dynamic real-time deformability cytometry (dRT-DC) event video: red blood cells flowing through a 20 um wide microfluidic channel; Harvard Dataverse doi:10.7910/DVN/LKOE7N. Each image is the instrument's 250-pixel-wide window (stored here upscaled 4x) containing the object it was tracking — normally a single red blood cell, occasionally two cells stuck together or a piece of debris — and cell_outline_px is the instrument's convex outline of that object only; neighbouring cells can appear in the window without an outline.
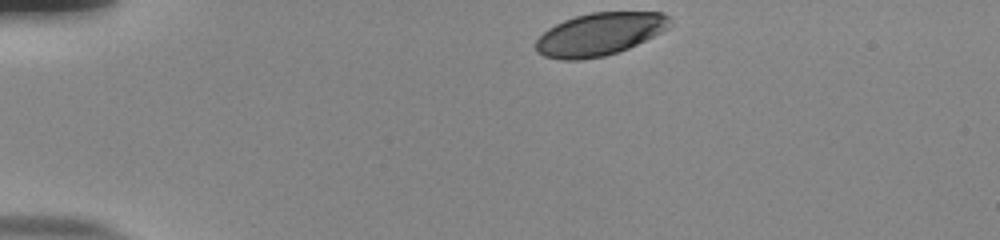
{"species": "human", "species_latin": "Homo sapiens", "temperature_condition": "room temperature", "stored_images_in_passage": 37, "camera_frame_rate_fps": 3000, "um_per_image_px": 0.085, "donor": {"sex": "male"}, "frame": {"image": 1, "passage_image": 1, "time_ms": 0.0, "image_size_px": [1000, 240], "cell_outline_px": [[672, 24], [668, 28], [628, 48], [604, 56], [580, 60], [560, 60], [544, 56], [536, 52], [536, 40], [548, 28], [564, 20], [576, 16], [592, 12], [664, 12], [672, 20]], "centroid_in_image_um": [50.96, 2.9], "position_along_channel_um": 34.0, "area_um2": 33.23}}
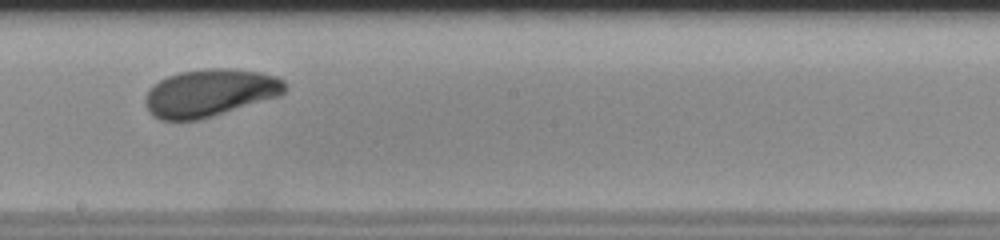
{"frame": {"image": 2, "passage_image": 22, "time_ms": 7.0, "image_size_px": [1000, 240], "cell_outline_px": [[288, 88], [280, 96], [200, 120], [160, 120], [152, 116], [148, 112], [144, 104], [144, 96], [148, 88], [152, 84], [168, 76], [180, 72], [208, 68], [228, 68], [260, 72], [276, 76], [284, 80], [288, 84]], "centroid_in_image_um": [17.82, 7.9], "position_along_channel_um": 230.4, "area_um2": 39.25}}
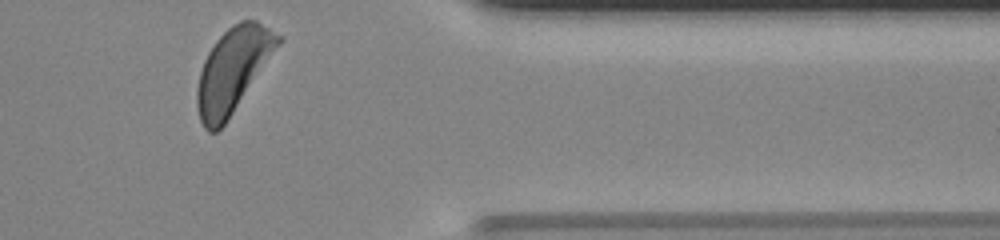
{"frame": {"image": 3, "passage_image": 36, "time_ms": 11.667, "image_size_px": [1000, 240], "cell_outline_px": [[280, 44], [228, 120], [216, 132], [208, 132], [204, 128], [200, 120], [196, 104], [196, 88], [200, 72], [204, 60], [208, 52], [216, 40], [232, 24], [240, 20], [256, 20], [280, 36]], "centroid_in_image_um": [19.76, 5.98], "position_along_channel_um": 391.6, "area_um2": 39.3}, "authors_computed_cell_mechanics": {"area_um2": 37.9168, "velocity_mm_per_s": 3.7498, "shape_relaxation_time_tau1_ms": 3.0351, "shape_relaxation_time_tau2_ms": null, "deformation_change_tau1": 0.1264, "deformation_change_tau2": null}}